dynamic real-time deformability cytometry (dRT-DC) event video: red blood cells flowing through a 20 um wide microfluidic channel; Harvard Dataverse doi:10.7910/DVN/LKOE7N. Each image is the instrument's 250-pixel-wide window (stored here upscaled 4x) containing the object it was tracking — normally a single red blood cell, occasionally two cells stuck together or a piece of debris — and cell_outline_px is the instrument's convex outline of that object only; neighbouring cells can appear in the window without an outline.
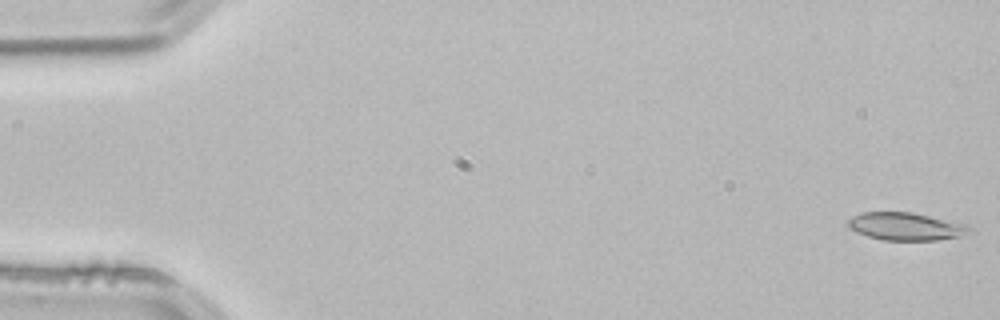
{"species": "common noctule bat (a hibernating species)", "species_latin": "Nyctalus noctula", "temperature_condition": "room temperature", "stored_images_in_passage": 53, "camera_frame_rate_fps": 3000, "um_per_image_px": 0.085, "animal": {"sex": "male", "body_mass_g": 21.5, "forearm_length_mm": 52.0}, "frame": {"image": 1, "passage_image": 1, "time_ms": 0.0, "image_size_px": [1000, 320], "cell_outline_px": [[972, 232], [960, 236], [936, 240], [884, 240], [868, 236], [856, 232], [848, 224], [848, 220], [852, 216], [864, 212], [912, 212], [968, 224], [972, 228]], "centroid_in_image_um": [77.05, 19.24], "position_along_channel_um": 8.0, "area_um2": 19.59}}
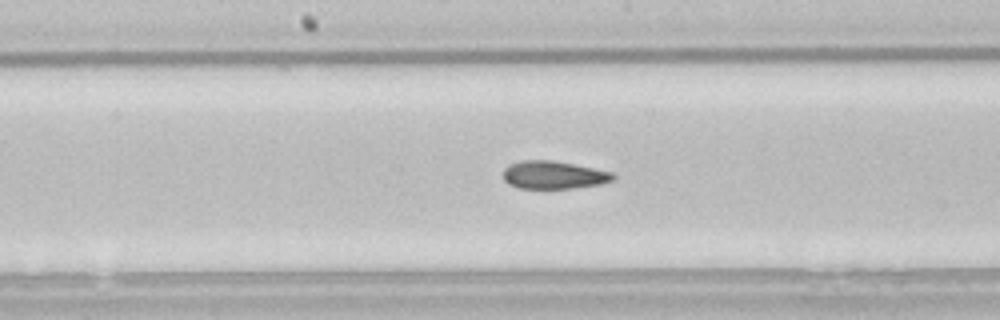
{"frame": {"image": 2, "passage_image": 27, "time_ms": 8.667, "image_size_px": [1000, 320], "cell_outline_px": [[616, 176], [612, 180], [600, 184], [572, 188], [520, 188], [508, 184], [504, 180], [504, 168], [520, 160], [548, 160], [572, 164], [612, 172]], "centroid_in_image_um": [47.04, 14.87], "position_along_channel_um": 201.2, "area_um2": 17.57}}
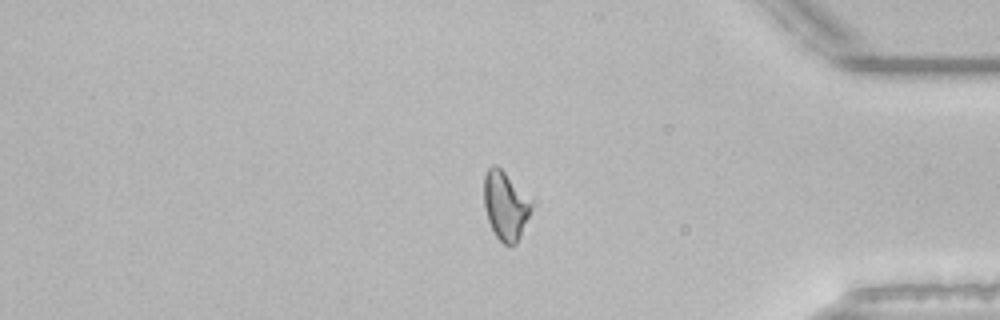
{"frame": {"image": 3, "passage_image": 44, "time_ms": 14.333, "image_size_px": [1000, 320], "cell_outline_px": [[532, 208], [520, 236], [516, 244], [504, 244], [496, 236], [488, 220], [484, 204], [484, 176], [488, 168], [492, 164], [496, 164], [504, 172]], "centroid_in_image_um": [42.89, 17.5], "position_along_channel_um": 392.3, "area_um2": 17.86}, "authors_computed_cell_mechanics": {"area_um2": 18.3804, "velocity_mm_per_s": 3.844, "shape_relaxation_time_tau1_ms": null, "shape_relaxation_time_tau2_ms": 2.8879, "deformation_change_tau1": null, "deformation_change_tau2": 0.0917}}